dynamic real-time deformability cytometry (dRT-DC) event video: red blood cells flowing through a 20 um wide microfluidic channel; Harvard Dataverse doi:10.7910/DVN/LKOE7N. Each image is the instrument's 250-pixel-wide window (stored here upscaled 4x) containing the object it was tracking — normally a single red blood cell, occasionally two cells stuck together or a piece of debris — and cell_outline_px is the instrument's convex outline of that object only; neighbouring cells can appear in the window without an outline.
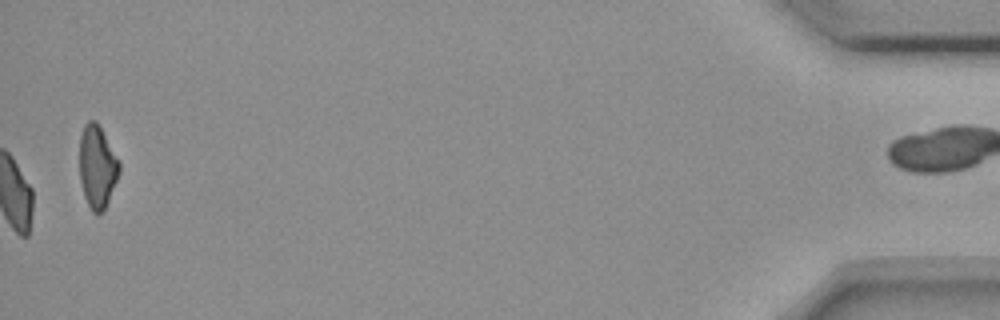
{"species": "common noctule bat (a hibernating species)", "species_latin": "Nyctalus noctula", "temperature_condition": "room temperature", "stored_images_in_passage": 43, "camera_frame_rate_fps": 3000, "um_per_image_px": 0.085, "animal": {"sex": "female", "body_mass_g": 18.4}, "frame": {"image": 1, "passage_image": 43, "time_ms": 14.0, "image_size_px": [1000, 320], "cell_outline_px": [[120, 172], [108, 200], [104, 208], [100, 212], [92, 212], [84, 196], [80, 180], [80, 136], [84, 124], [88, 120], [96, 120], [120, 164]], "centroid_in_image_um": [8.24, 14.15], "position_along_channel_um": 427.0, "area_um2": 18.73}, "authors_computed_cell_mechanics": {"area_um2": 18.0914, "velocity_mm_per_s": 3.6518, "shape_relaxation_time_tau1_ms": 8.5857, "shape_relaxation_time_tau2_ms": 3.5203, "deformation_change_tau1": 0.1673, "deformation_change_tau2": 0.0886}}